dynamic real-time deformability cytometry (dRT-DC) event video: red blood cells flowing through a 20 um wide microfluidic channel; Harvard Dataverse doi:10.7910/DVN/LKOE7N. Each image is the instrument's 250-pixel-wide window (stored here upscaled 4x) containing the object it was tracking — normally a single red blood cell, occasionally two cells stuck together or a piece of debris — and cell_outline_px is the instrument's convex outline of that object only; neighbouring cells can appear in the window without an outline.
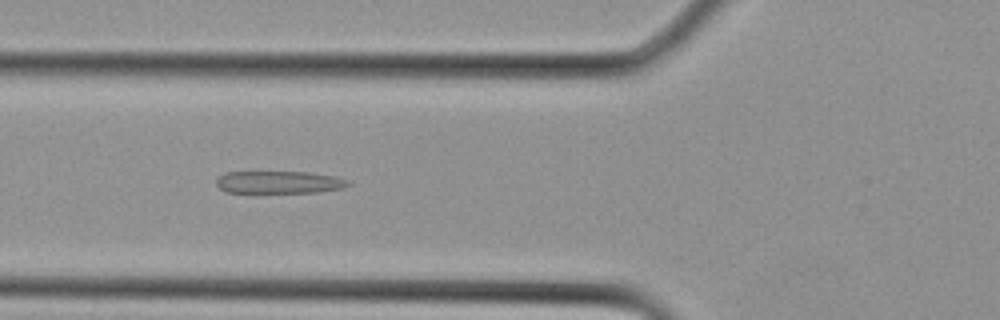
{"species": "Egyptian fruit bat (a non-hibernating species)", "species_latin": "Rousettus aegyptiacus", "temperature_condition": "cold", "stored_images_in_passage": 13, "camera_frame_rate_fps": 3000, "um_per_image_px": 0.085, "animal": {"sex": "female"}, "frame": {"image": 1, "passage_image": 6, "time_ms": 1.667, "image_size_px": [1000, 320], "cell_outline_px": [[352, 184], [344, 188], [316, 192], [224, 192], [216, 184], [216, 180], [224, 172], [308, 172], [332, 176], [348, 180]], "centroid_in_image_um": [23.72, 15.49], "position_along_channel_um": 102.1, "area_um2": 17.11}}
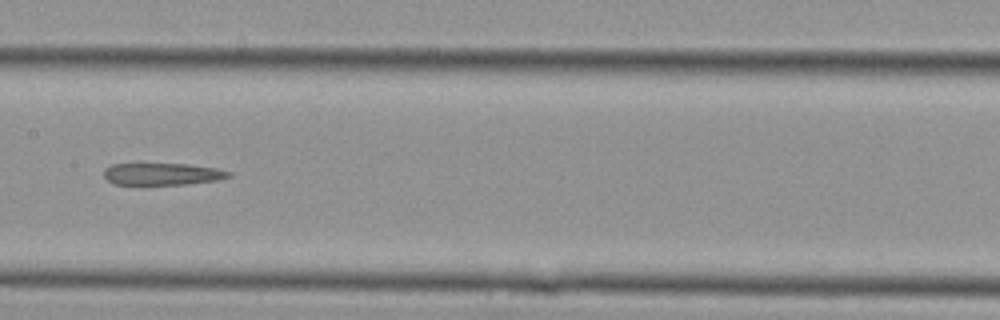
{"frame": {"image": 2, "passage_image": 10, "time_ms": 3.0, "image_size_px": [1000, 320], "cell_outline_px": [[232, 176], [220, 180], [188, 184], [112, 184], [104, 176], [104, 168], [112, 164], [188, 164], [216, 168], [232, 172]], "centroid_in_image_um": [13.84, 14.79], "position_along_channel_um": 193.6, "area_um2": 16.07}}
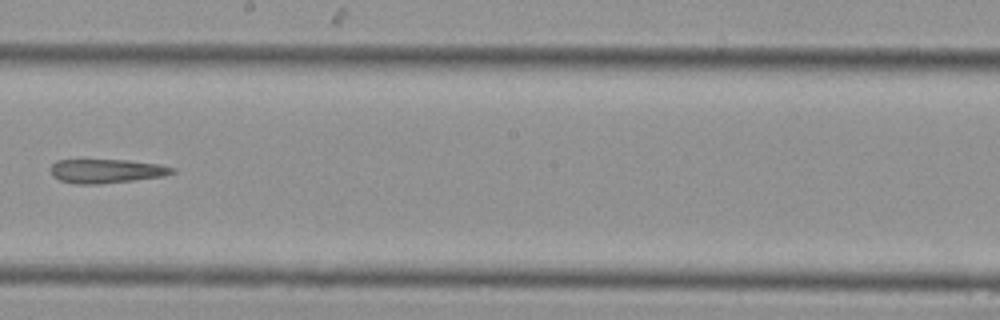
{"frame": {"image": 3, "passage_image": 12, "time_ms": 3.667, "image_size_px": [1000, 320], "cell_outline_px": [[176, 172], [164, 176], [100, 184], [76, 184], [60, 180], [52, 176], [52, 164], [56, 160], [128, 160], [160, 164], [176, 168]], "centroid_in_image_um": [9.08, 14.53], "position_along_channel_um": 239.1, "area_um2": 16.99}}